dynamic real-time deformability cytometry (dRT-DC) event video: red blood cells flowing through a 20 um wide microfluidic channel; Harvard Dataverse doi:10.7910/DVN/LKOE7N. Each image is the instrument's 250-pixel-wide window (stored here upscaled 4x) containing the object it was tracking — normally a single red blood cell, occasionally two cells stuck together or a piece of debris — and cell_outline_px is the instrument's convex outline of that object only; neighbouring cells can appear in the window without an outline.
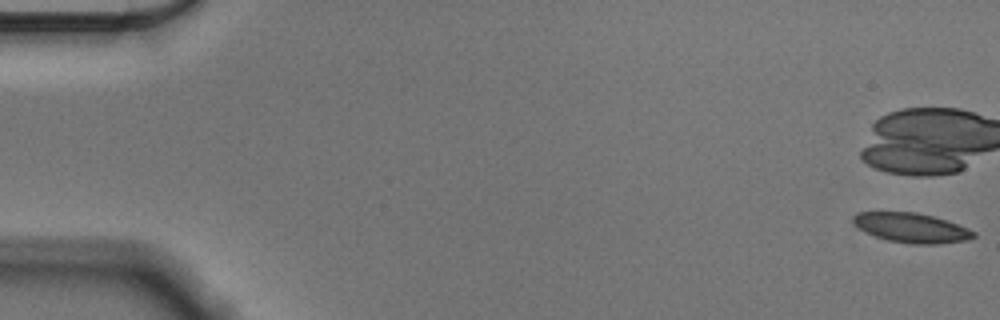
{"species": "Egyptian fruit bat (a non-hibernating species)", "species_latin": "Rousettus aegyptiacus", "temperature_condition": "cold", "stored_images_in_passage": 11, "camera_frame_rate_fps": 3000, "um_per_image_px": 0.085, "animal": {"sex": "male"}, "frame": {"image": 1, "passage_image": 1, "time_ms": 0.0, "image_size_px": [1000, 320], "cell_outline_px": [[976, 236], [968, 240], [936, 244], [912, 244], [888, 240], [864, 232], [852, 220], [852, 216], [860, 212], [916, 212], [932, 216], [968, 228], [976, 232]], "centroid_in_image_um": [77.48, 19.37], "position_along_channel_um": 7.5, "area_um2": 20.58}}